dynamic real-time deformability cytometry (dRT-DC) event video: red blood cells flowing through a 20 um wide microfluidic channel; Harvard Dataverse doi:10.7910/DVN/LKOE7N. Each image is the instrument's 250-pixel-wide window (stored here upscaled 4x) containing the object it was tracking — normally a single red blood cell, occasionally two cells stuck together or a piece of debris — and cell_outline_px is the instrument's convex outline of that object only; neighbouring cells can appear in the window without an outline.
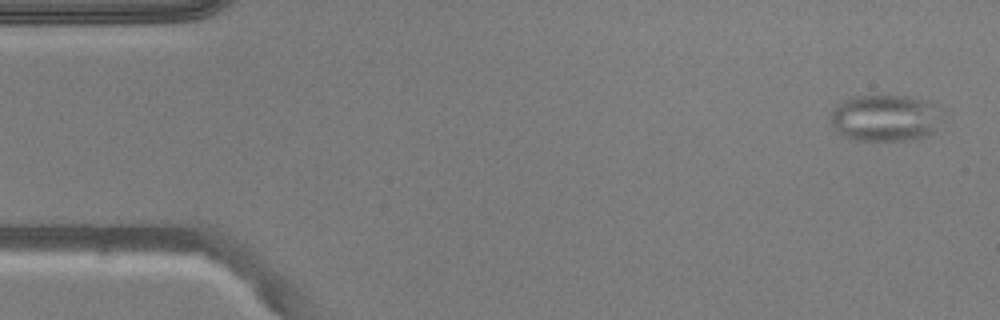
{"species": "common noctule bat (a hibernating species)", "species_latin": "Nyctalus noctula", "temperature_condition": "warm", "stored_images_in_passage": 51, "segment_of_instrument_passage": [1, 2], "camera_frame_rate_fps": 3000, "um_per_image_px": 0.085, "animal": {"sex": "male", "body_mass_g": 20.5, "forearm_length_mm": 52.5}, "frame": {"image": 1, "passage_image": 2, "time_ms": 0.333, "image_size_px": [1000, 320], "cell_outline_px": [[952, 112], [932, 132], [924, 136], [912, 140], [852, 140], [836, 132], [828, 116], [832, 108], [844, 100], [856, 96], [908, 96], [932, 100], [940, 104]], "centroid_in_image_um": [75.39, 10.0], "position_along_channel_um": 9.6, "area_um2": 31.85}}